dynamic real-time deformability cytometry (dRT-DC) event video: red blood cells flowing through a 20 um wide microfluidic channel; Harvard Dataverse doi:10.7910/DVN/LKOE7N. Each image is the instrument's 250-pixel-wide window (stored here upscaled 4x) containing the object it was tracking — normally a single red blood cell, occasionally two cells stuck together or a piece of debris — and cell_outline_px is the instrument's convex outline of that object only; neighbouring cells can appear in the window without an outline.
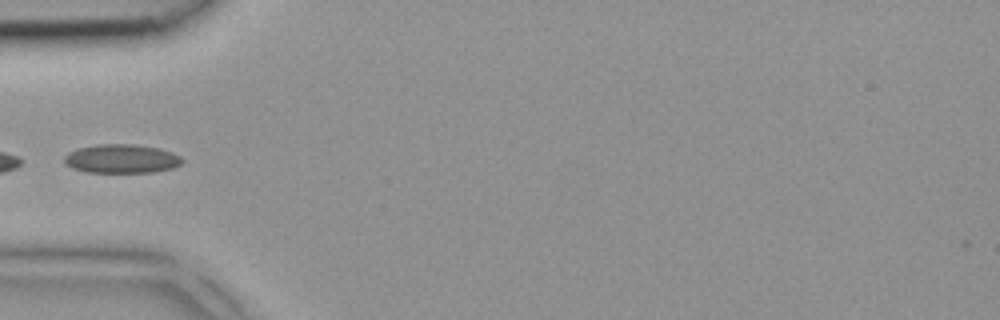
{"species": "common noctule bat (a hibernating species)", "species_latin": "Nyctalus noctula", "temperature_condition": "room temperature", "stored_images_in_passage": 5, "camera_frame_rate_fps": 3000, "um_per_image_px": 0.085, "animal": {"sex": "female", "body_mass_g": 18.4}, "frame": {"image": 1, "passage_image": 4, "time_ms": 1.0, "image_size_px": [1000, 320], "cell_outline_px": [[184, 160], [180, 164], [172, 168], [152, 172], [88, 172], [72, 168], [64, 160], [64, 156], [68, 152], [76, 148], [96, 144], [136, 144], [160, 148], [172, 152], [180, 156]], "centroid_in_image_um": [10.33, 13.48], "position_along_channel_um": 74.7, "area_um2": 19.88}}